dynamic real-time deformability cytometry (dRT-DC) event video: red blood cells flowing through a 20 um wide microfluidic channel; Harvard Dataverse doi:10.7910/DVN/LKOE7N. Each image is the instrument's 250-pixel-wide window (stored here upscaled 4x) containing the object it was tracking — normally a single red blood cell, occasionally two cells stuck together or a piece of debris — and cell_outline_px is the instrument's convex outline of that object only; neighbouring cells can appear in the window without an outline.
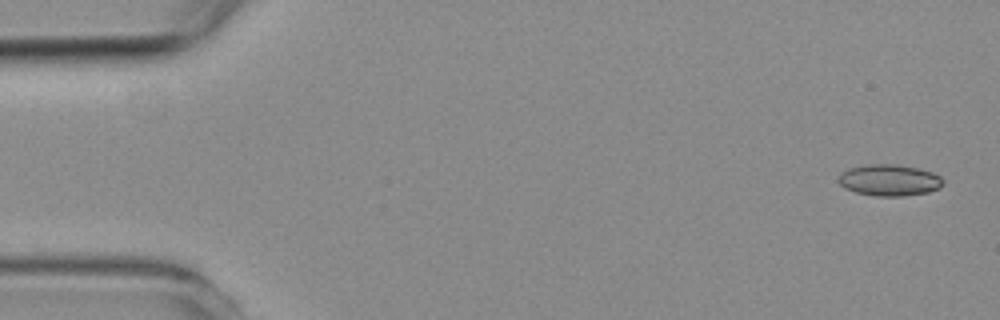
{"species": "common noctule bat (a hibernating species)", "species_latin": "Nyctalus noctula", "temperature_condition": "room temperature", "stored_images_in_passage": 5, "camera_frame_rate_fps": 3000, "um_per_image_px": 0.085, "animal": {"sex": "female", "body_mass_g": 19.3, "forearm_length_mm": 54.1}, "frame": {"image": 1, "passage_image": 1, "time_ms": 0.0, "image_size_px": [1000, 320], "cell_outline_px": [[944, 184], [940, 188], [928, 192], [904, 196], [876, 196], [856, 192], [844, 188], [836, 180], [840, 172], [848, 168], [868, 164], [896, 164], [920, 168], [932, 172], [940, 176], [944, 180]], "centroid_in_image_um": [75.59, 15.31], "position_along_channel_um": 9.4, "area_um2": 19.48}}
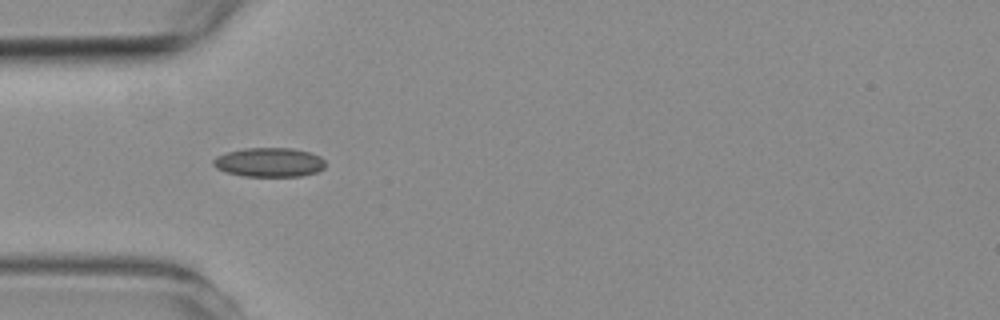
{"frame": {"image": 2, "passage_image": 5, "time_ms": 4.667, "image_size_px": [1000, 320], "cell_outline_px": [[324, 168], [316, 172], [300, 176], [244, 176], [224, 172], [216, 168], [212, 164], [212, 160], [216, 156], [228, 152], [244, 148], [292, 148], [308, 152], [320, 156], [324, 160]], "centroid_in_image_um": [22.85, 13.8], "position_along_channel_um": 62.2, "area_um2": 19.07}}